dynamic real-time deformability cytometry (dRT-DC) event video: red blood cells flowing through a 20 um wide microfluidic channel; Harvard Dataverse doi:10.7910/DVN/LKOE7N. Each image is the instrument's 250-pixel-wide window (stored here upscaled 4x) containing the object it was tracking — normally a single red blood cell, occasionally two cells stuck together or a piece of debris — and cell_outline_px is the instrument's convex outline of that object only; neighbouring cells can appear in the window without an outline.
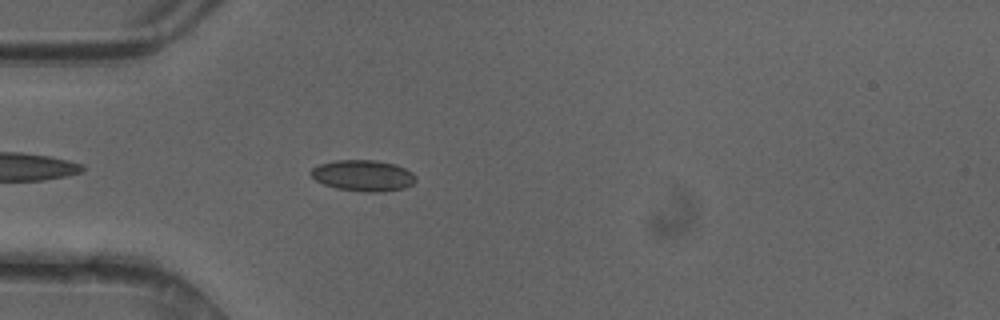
{"species": "common noctule bat (a hibernating species)", "species_latin": "Nyctalus noctula", "temperature_condition": "cold", "stored_images_in_passage": 39, "camera_frame_rate_fps": 3000, "um_per_image_px": 0.085, "animal": {"sex": "female"}, "frame": {"image": 1, "passage_image": 4, "time_ms": 1.0, "image_size_px": [1000, 320], "cell_outline_px": [[416, 180], [412, 184], [404, 188], [384, 192], [364, 192], [336, 188], [324, 184], [316, 180], [308, 172], [312, 168], [320, 164], [336, 160], [376, 160], [396, 164], [412, 172], [416, 176]], "centroid_in_image_um": [30.88, 14.92], "position_along_channel_um": 54.1, "area_um2": 19.13}}
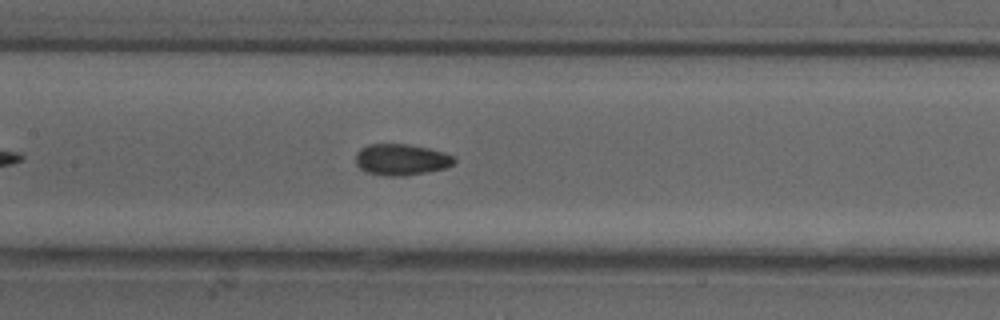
{"frame": {"image": 2, "passage_image": 13, "time_ms": 4.0, "image_size_px": [1000, 320], "cell_outline_px": [[456, 164], [444, 168], [404, 176], [384, 176], [364, 172], [356, 164], [356, 152], [360, 148], [368, 144], [408, 144], [428, 148], [444, 152], [456, 156]], "centroid_in_image_um": [34.11, 13.56], "position_along_channel_um": 173.3, "area_um2": 18.21}}
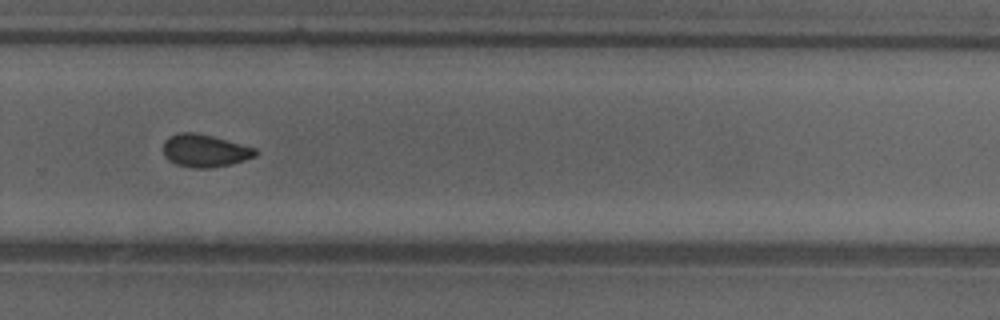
{"frame": {"image": 3, "passage_image": 23, "time_ms": 7.333, "image_size_px": [1000, 320], "cell_outline_px": [[260, 152], [256, 156], [232, 164], [212, 168], [192, 168], [176, 164], [168, 160], [164, 156], [164, 140], [168, 136], [180, 132], [196, 132], [212, 136], [256, 148]], "centroid_in_image_um": [17.41, 12.81], "position_along_channel_um": 312.4, "area_um2": 17.74}, "authors_computed_cell_mechanics": {"area_um2": 17.5712, "velocity_mm_per_s": 4.1893, "shape_relaxation_time_tau1_ms": null, "shape_relaxation_time_tau2_ms": 1.7288, "deformation_change_tau1": null, "deformation_change_tau2": 0.074}}